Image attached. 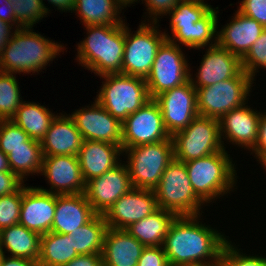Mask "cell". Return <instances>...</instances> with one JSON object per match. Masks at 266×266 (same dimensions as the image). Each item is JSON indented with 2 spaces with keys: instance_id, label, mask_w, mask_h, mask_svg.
<instances>
[{
  "instance_id": "cell-42",
  "label": "cell",
  "mask_w": 266,
  "mask_h": 266,
  "mask_svg": "<svg viewBox=\"0 0 266 266\" xmlns=\"http://www.w3.org/2000/svg\"><path fill=\"white\" fill-rule=\"evenodd\" d=\"M145 1L151 23H158L159 16L169 14L181 0H143Z\"/></svg>"
},
{
  "instance_id": "cell-54",
  "label": "cell",
  "mask_w": 266,
  "mask_h": 266,
  "mask_svg": "<svg viewBox=\"0 0 266 266\" xmlns=\"http://www.w3.org/2000/svg\"><path fill=\"white\" fill-rule=\"evenodd\" d=\"M0 266H3L2 265V254H0Z\"/></svg>"
},
{
  "instance_id": "cell-15",
  "label": "cell",
  "mask_w": 266,
  "mask_h": 266,
  "mask_svg": "<svg viewBox=\"0 0 266 266\" xmlns=\"http://www.w3.org/2000/svg\"><path fill=\"white\" fill-rule=\"evenodd\" d=\"M93 103L69 114L83 140L113 143L122 147V123L96 100Z\"/></svg>"
},
{
  "instance_id": "cell-22",
  "label": "cell",
  "mask_w": 266,
  "mask_h": 266,
  "mask_svg": "<svg viewBox=\"0 0 266 266\" xmlns=\"http://www.w3.org/2000/svg\"><path fill=\"white\" fill-rule=\"evenodd\" d=\"M231 22L217 33V44L242 59L266 29L238 10Z\"/></svg>"
},
{
  "instance_id": "cell-24",
  "label": "cell",
  "mask_w": 266,
  "mask_h": 266,
  "mask_svg": "<svg viewBox=\"0 0 266 266\" xmlns=\"http://www.w3.org/2000/svg\"><path fill=\"white\" fill-rule=\"evenodd\" d=\"M43 156L78 155L83 138L67 114H58L50 124L44 138L40 141Z\"/></svg>"
},
{
  "instance_id": "cell-28",
  "label": "cell",
  "mask_w": 266,
  "mask_h": 266,
  "mask_svg": "<svg viewBox=\"0 0 266 266\" xmlns=\"http://www.w3.org/2000/svg\"><path fill=\"white\" fill-rule=\"evenodd\" d=\"M176 217V214L159 208L153 214L132 223L126 230L145 247L162 246Z\"/></svg>"
},
{
  "instance_id": "cell-37",
  "label": "cell",
  "mask_w": 266,
  "mask_h": 266,
  "mask_svg": "<svg viewBox=\"0 0 266 266\" xmlns=\"http://www.w3.org/2000/svg\"><path fill=\"white\" fill-rule=\"evenodd\" d=\"M23 186L14 193L0 196V230L19 224Z\"/></svg>"
},
{
  "instance_id": "cell-36",
  "label": "cell",
  "mask_w": 266,
  "mask_h": 266,
  "mask_svg": "<svg viewBox=\"0 0 266 266\" xmlns=\"http://www.w3.org/2000/svg\"><path fill=\"white\" fill-rule=\"evenodd\" d=\"M12 3L14 17L22 27H33L50 10L46 8L43 0H9Z\"/></svg>"
},
{
  "instance_id": "cell-53",
  "label": "cell",
  "mask_w": 266,
  "mask_h": 266,
  "mask_svg": "<svg viewBox=\"0 0 266 266\" xmlns=\"http://www.w3.org/2000/svg\"><path fill=\"white\" fill-rule=\"evenodd\" d=\"M261 162V165H263L264 169L266 170V155L259 161Z\"/></svg>"
},
{
  "instance_id": "cell-30",
  "label": "cell",
  "mask_w": 266,
  "mask_h": 266,
  "mask_svg": "<svg viewBox=\"0 0 266 266\" xmlns=\"http://www.w3.org/2000/svg\"><path fill=\"white\" fill-rule=\"evenodd\" d=\"M56 117L44 105L34 102H22L10 119L22 128L31 139L41 141Z\"/></svg>"
},
{
  "instance_id": "cell-41",
  "label": "cell",
  "mask_w": 266,
  "mask_h": 266,
  "mask_svg": "<svg viewBox=\"0 0 266 266\" xmlns=\"http://www.w3.org/2000/svg\"><path fill=\"white\" fill-rule=\"evenodd\" d=\"M137 266H169L163 247H145L138 260Z\"/></svg>"
},
{
  "instance_id": "cell-14",
  "label": "cell",
  "mask_w": 266,
  "mask_h": 266,
  "mask_svg": "<svg viewBox=\"0 0 266 266\" xmlns=\"http://www.w3.org/2000/svg\"><path fill=\"white\" fill-rule=\"evenodd\" d=\"M154 100L160 106L163 123L170 136L186 128L199 115L196 88L191 79L160 93Z\"/></svg>"
},
{
  "instance_id": "cell-11",
  "label": "cell",
  "mask_w": 266,
  "mask_h": 266,
  "mask_svg": "<svg viewBox=\"0 0 266 266\" xmlns=\"http://www.w3.org/2000/svg\"><path fill=\"white\" fill-rule=\"evenodd\" d=\"M165 39L166 33H160L156 23L141 22L135 34L125 24L122 74L146 79L156 52Z\"/></svg>"
},
{
  "instance_id": "cell-13",
  "label": "cell",
  "mask_w": 266,
  "mask_h": 266,
  "mask_svg": "<svg viewBox=\"0 0 266 266\" xmlns=\"http://www.w3.org/2000/svg\"><path fill=\"white\" fill-rule=\"evenodd\" d=\"M164 140L172 139L164 126L160 106L154 99L122 122V150Z\"/></svg>"
},
{
  "instance_id": "cell-10",
  "label": "cell",
  "mask_w": 266,
  "mask_h": 266,
  "mask_svg": "<svg viewBox=\"0 0 266 266\" xmlns=\"http://www.w3.org/2000/svg\"><path fill=\"white\" fill-rule=\"evenodd\" d=\"M252 84L253 79L242 71L237 77L196 88L198 114L219 120L227 112L246 103Z\"/></svg>"
},
{
  "instance_id": "cell-20",
  "label": "cell",
  "mask_w": 266,
  "mask_h": 266,
  "mask_svg": "<svg viewBox=\"0 0 266 266\" xmlns=\"http://www.w3.org/2000/svg\"><path fill=\"white\" fill-rule=\"evenodd\" d=\"M241 59L218 44L208 47L196 75L190 79L195 88H202L237 77L242 72Z\"/></svg>"
},
{
  "instance_id": "cell-7",
  "label": "cell",
  "mask_w": 266,
  "mask_h": 266,
  "mask_svg": "<svg viewBox=\"0 0 266 266\" xmlns=\"http://www.w3.org/2000/svg\"><path fill=\"white\" fill-rule=\"evenodd\" d=\"M154 192L159 208L177 216L200 215L204 202L195 194L184 162L173 159Z\"/></svg>"
},
{
  "instance_id": "cell-16",
  "label": "cell",
  "mask_w": 266,
  "mask_h": 266,
  "mask_svg": "<svg viewBox=\"0 0 266 266\" xmlns=\"http://www.w3.org/2000/svg\"><path fill=\"white\" fill-rule=\"evenodd\" d=\"M159 209L154 190L131 188L103 215L108 228L126 229Z\"/></svg>"
},
{
  "instance_id": "cell-18",
  "label": "cell",
  "mask_w": 266,
  "mask_h": 266,
  "mask_svg": "<svg viewBox=\"0 0 266 266\" xmlns=\"http://www.w3.org/2000/svg\"><path fill=\"white\" fill-rule=\"evenodd\" d=\"M41 173L51 185L49 190L38 187L43 191L55 195H75L85 192L86 183L76 155L43 156Z\"/></svg>"
},
{
  "instance_id": "cell-21",
  "label": "cell",
  "mask_w": 266,
  "mask_h": 266,
  "mask_svg": "<svg viewBox=\"0 0 266 266\" xmlns=\"http://www.w3.org/2000/svg\"><path fill=\"white\" fill-rule=\"evenodd\" d=\"M245 104L232 109L219 119L220 136L223 140L226 137L232 144L250 150L258 138L261 114Z\"/></svg>"
},
{
  "instance_id": "cell-34",
  "label": "cell",
  "mask_w": 266,
  "mask_h": 266,
  "mask_svg": "<svg viewBox=\"0 0 266 266\" xmlns=\"http://www.w3.org/2000/svg\"><path fill=\"white\" fill-rule=\"evenodd\" d=\"M17 79L0 71V120H10L22 103Z\"/></svg>"
},
{
  "instance_id": "cell-17",
  "label": "cell",
  "mask_w": 266,
  "mask_h": 266,
  "mask_svg": "<svg viewBox=\"0 0 266 266\" xmlns=\"http://www.w3.org/2000/svg\"><path fill=\"white\" fill-rule=\"evenodd\" d=\"M122 164L86 183L84 194L96 214L104 215L122 195L133 188L128 168L125 163Z\"/></svg>"
},
{
  "instance_id": "cell-3",
  "label": "cell",
  "mask_w": 266,
  "mask_h": 266,
  "mask_svg": "<svg viewBox=\"0 0 266 266\" xmlns=\"http://www.w3.org/2000/svg\"><path fill=\"white\" fill-rule=\"evenodd\" d=\"M218 13L204 0H181L169 13L173 35L166 39L196 50L217 45Z\"/></svg>"
},
{
  "instance_id": "cell-8",
  "label": "cell",
  "mask_w": 266,
  "mask_h": 266,
  "mask_svg": "<svg viewBox=\"0 0 266 266\" xmlns=\"http://www.w3.org/2000/svg\"><path fill=\"white\" fill-rule=\"evenodd\" d=\"M132 187L154 190L168 164L174 159L172 140L125 148Z\"/></svg>"
},
{
  "instance_id": "cell-44",
  "label": "cell",
  "mask_w": 266,
  "mask_h": 266,
  "mask_svg": "<svg viewBox=\"0 0 266 266\" xmlns=\"http://www.w3.org/2000/svg\"><path fill=\"white\" fill-rule=\"evenodd\" d=\"M260 161L266 155V113L262 114L259 121L258 138L254 147L250 150Z\"/></svg>"
},
{
  "instance_id": "cell-25",
  "label": "cell",
  "mask_w": 266,
  "mask_h": 266,
  "mask_svg": "<svg viewBox=\"0 0 266 266\" xmlns=\"http://www.w3.org/2000/svg\"><path fill=\"white\" fill-rule=\"evenodd\" d=\"M144 248L126 229L107 228L101 253L103 266H137Z\"/></svg>"
},
{
  "instance_id": "cell-49",
  "label": "cell",
  "mask_w": 266,
  "mask_h": 266,
  "mask_svg": "<svg viewBox=\"0 0 266 266\" xmlns=\"http://www.w3.org/2000/svg\"><path fill=\"white\" fill-rule=\"evenodd\" d=\"M48 2H51L53 6L55 5L58 10H64V12L73 11L75 4V0H48Z\"/></svg>"
},
{
  "instance_id": "cell-38",
  "label": "cell",
  "mask_w": 266,
  "mask_h": 266,
  "mask_svg": "<svg viewBox=\"0 0 266 266\" xmlns=\"http://www.w3.org/2000/svg\"><path fill=\"white\" fill-rule=\"evenodd\" d=\"M242 70L253 80L258 68L266 69V29L254 42L247 54L241 59Z\"/></svg>"
},
{
  "instance_id": "cell-4",
  "label": "cell",
  "mask_w": 266,
  "mask_h": 266,
  "mask_svg": "<svg viewBox=\"0 0 266 266\" xmlns=\"http://www.w3.org/2000/svg\"><path fill=\"white\" fill-rule=\"evenodd\" d=\"M63 45L48 40L31 27L17 29L0 55V71L5 73H35L44 69Z\"/></svg>"
},
{
  "instance_id": "cell-6",
  "label": "cell",
  "mask_w": 266,
  "mask_h": 266,
  "mask_svg": "<svg viewBox=\"0 0 266 266\" xmlns=\"http://www.w3.org/2000/svg\"><path fill=\"white\" fill-rule=\"evenodd\" d=\"M105 81L95 99L121 123L151 100L144 78L121 73L105 74Z\"/></svg>"
},
{
  "instance_id": "cell-33",
  "label": "cell",
  "mask_w": 266,
  "mask_h": 266,
  "mask_svg": "<svg viewBox=\"0 0 266 266\" xmlns=\"http://www.w3.org/2000/svg\"><path fill=\"white\" fill-rule=\"evenodd\" d=\"M10 169L22 181L29 174L41 173L43 153L41 147H18L7 155Z\"/></svg>"
},
{
  "instance_id": "cell-5",
  "label": "cell",
  "mask_w": 266,
  "mask_h": 266,
  "mask_svg": "<svg viewBox=\"0 0 266 266\" xmlns=\"http://www.w3.org/2000/svg\"><path fill=\"white\" fill-rule=\"evenodd\" d=\"M185 165L195 194L205 204L230 193L236 184L237 173L225 149L187 161Z\"/></svg>"
},
{
  "instance_id": "cell-52",
  "label": "cell",
  "mask_w": 266,
  "mask_h": 266,
  "mask_svg": "<svg viewBox=\"0 0 266 266\" xmlns=\"http://www.w3.org/2000/svg\"><path fill=\"white\" fill-rule=\"evenodd\" d=\"M138 0H118V2L123 6V7H127L130 4H134V2H136ZM140 1V0H139Z\"/></svg>"
},
{
  "instance_id": "cell-29",
  "label": "cell",
  "mask_w": 266,
  "mask_h": 266,
  "mask_svg": "<svg viewBox=\"0 0 266 266\" xmlns=\"http://www.w3.org/2000/svg\"><path fill=\"white\" fill-rule=\"evenodd\" d=\"M122 9L118 0H75L73 12L77 11L84 26L120 25L124 23L119 16Z\"/></svg>"
},
{
  "instance_id": "cell-47",
  "label": "cell",
  "mask_w": 266,
  "mask_h": 266,
  "mask_svg": "<svg viewBox=\"0 0 266 266\" xmlns=\"http://www.w3.org/2000/svg\"><path fill=\"white\" fill-rule=\"evenodd\" d=\"M12 26V24L0 19V55L2 54L5 46L9 43L14 32L17 30L14 29L13 33H11L10 30L13 29Z\"/></svg>"
},
{
  "instance_id": "cell-31",
  "label": "cell",
  "mask_w": 266,
  "mask_h": 266,
  "mask_svg": "<svg viewBox=\"0 0 266 266\" xmlns=\"http://www.w3.org/2000/svg\"><path fill=\"white\" fill-rule=\"evenodd\" d=\"M78 255L70 234L50 231L41 235L38 266H64Z\"/></svg>"
},
{
  "instance_id": "cell-48",
  "label": "cell",
  "mask_w": 266,
  "mask_h": 266,
  "mask_svg": "<svg viewBox=\"0 0 266 266\" xmlns=\"http://www.w3.org/2000/svg\"><path fill=\"white\" fill-rule=\"evenodd\" d=\"M2 265L3 266H38L37 261L25 259V258H18V257H7L6 255L2 254Z\"/></svg>"
},
{
  "instance_id": "cell-26",
  "label": "cell",
  "mask_w": 266,
  "mask_h": 266,
  "mask_svg": "<svg viewBox=\"0 0 266 266\" xmlns=\"http://www.w3.org/2000/svg\"><path fill=\"white\" fill-rule=\"evenodd\" d=\"M96 213L84 193L56 195V208L51 231L69 234L89 222Z\"/></svg>"
},
{
  "instance_id": "cell-27",
  "label": "cell",
  "mask_w": 266,
  "mask_h": 266,
  "mask_svg": "<svg viewBox=\"0 0 266 266\" xmlns=\"http://www.w3.org/2000/svg\"><path fill=\"white\" fill-rule=\"evenodd\" d=\"M41 235L27 229L25 226L16 224L0 230V250L5 255L10 252L11 257L25 258L37 261L40 255Z\"/></svg>"
},
{
  "instance_id": "cell-2",
  "label": "cell",
  "mask_w": 266,
  "mask_h": 266,
  "mask_svg": "<svg viewBox=\"0 0 266 266\" xmlns=\"http://www.w3.org/2000/svg\"><path fill=\"white\" fill-rule=\"evenodd\" d=\"M87 37L78 43L77 60L97 76L122 74L125 22L120 25L85 26Z\"/></svg>"
},
{
  "instance_id": "cell-32",
  "label": "cell",
  "mask_w": 266,
  "mask_h": 266,
  "mask_svg": "<svg viewBox=\"0 0 266 266\" xmlns=\"http://www.w3.org/2000/svg\"><path fill=\"white\" fill-rule=\"evenodd\" d=\"M107 223L103 215L96 214L89 222L69 233L78 254L102 253Z\"/></svg>"
},
{
  "instance_id": "cell-45",
  "label": "cell",
  "mask_w": 266,
  "mask_h": 266,
  "mask_svg": "<svg viewBox=\"0 0 266 266\" xmlns=\"http://www.w3.org/2000/svg\"><path fill=\"white\" fill-rule=\"evenodd\" d=\"M64 266H103L101 253L80 254Z\"/></svg>"
},
{
  "instance_id": "cell-19",
  "label": "cell",
  "mask_w": 266,
  "mask_h": 266,
  "mask_svg": "<svg viewBox=\"0 0 266 266\" xmlns=\"http://www.w3.org/2000/svg\"><path fill=\"white\" fill-rule=\"evenodd\" d=\"M55 208V194L24 185L19 224L40 235L46 234L51 231Z\"/></svg>"
},
{
  "instance_id": "cell-50",
  "label": "cell",
  "mask_w": 266,
  "mask_h": 266,
  "mask_svg": "<svg viewBox=\"0 0 266 266\" xmlns=\"http://www.w3.org/2000/svg\"><path fill=\"white\" fill-rule=\"evenodd\" d=\"M0 171L12 172L9 166L8 157L0 150Z\"/></svg>"
},
{
  "instance_id": "cell-43",
  "label": "cell",
  "mask_w": 266,
  "mask_h": 266,
  "mask_svg": "<svg viewBox=\"0 0 266 266\" xmlns=\"http://www.w3.org/2000/svg\"><path fill=\"white\" fill-rule=\"evenodd\" d=\"M15 173L0 171V196L17 192L24 184Z\"/></svg>"
},
{
  "instance_id": "cell-35",
  "label": "cell",
  "mask_w": 266,
  "mask_h": 266,
  "mask_svg": "<svg viewBox=\"0 0 266 266\" xmlns=\"http://www.w3.org/2000/svg\"><path fill=\"white\" fill-rule=\"evenodd\" d=\"M18 147H41V142L31 139L12 120H0V150L8 155Z\"/></svg>"
},
{
  "instance_id": "cell-12",
  "label": "cell",
  "mask_w": 266,
  "mask_h": 266,
  "mask_svg": "<svg viewBox=\"0 0 266 266\" xmlns=\"http://www.w3.org/2000/svg\"><path fill=\"white\" fill-rule=\"evenodd\" d=\"M180 46L165 39L159 46L145 81L151 99L160 93L183 85L190 79V68Z\"/></svg>"
},
{
  "instance_id": "cell-1",
  "label": "cell",
  "mask_w": 266,
  "mask_h": 266,
  "mask_svg": "<svg viewBox=\"0 0 266 266\" xmlns=\"http://www.w3.org/2000/svg\"><path fill=\"white\" fill-rule=\"evenodd\" d=\"M199 217L177 216L171 224L162 245L169 266H191L220 259L228 239L216 229L199 224Z\"/></svg>"
},
{
  "instance_id": "cell-51",
  "label": "cell",
  "mask_w": 266,
  "mask_h": 266,
  "mask_svg": "<svg viewBox=\"0 0 266 266\" xmlns=\"http://www.w3.org/2000/svg\"><path fill=\"white\" fill-rule=\"evenodd\" d=\"M191 266H223V264H222L221 259H219L212 263L196 264V265H191Z\"/></svg>"
},
{
  "instance_id": "cell-39",
  "label": "cell",
  "mask_w": 266,
  "mask_h": 266,
  "mask_svg": "<svg viewBox=\"0 0 266 266\" xmlns=\"http://www.w3.org/2000/svg\"><path fill=\"white\" fill-rule=\"evenodd\" d=\"M239 251L240 249L228 241L221 251L220 259L223 266H266V257L247 256Z\"/></svg>"
},
{
  "instance_id": "cell-40",
  "label": "cell",
  "mask_w": 266,
  "mask_h": 266,
  "mask_svg": "<svg viewBox=\"0 0 266 266\" xmlns=\"http://www.w3.org/2000/svg\"><path fill=\"white\" fill-rule=\"evenodd\" d=\"M238 11L266 28V0H242Z\"/></svg>"
},
{
  "instance_id": "cell-23",
  "label": "cell",
  "mask_w": 266,
  "mask_h": 266,
  "mask_svg": "<svg viewBox=\"0 0 266 266\" xmlns=\"http://www.w3.org/2000/svg\"><path fill=\"white\" fill-rule=\"evenodd\" d=\"M122 153V147L113 143L83 140L77 157L85 183L118 165Z\"/></svg>"
},
{
  "instance_id": "cell-9",
  "label": "cell",
  "mask_w": 266,
  "mask_h": 266,
  "mask_svg": "<svg viewBox=\"0 0 266 266\" xmlns=\"http://www.w3.org/2000/svg\"><path fill=\"white\" fill-rule=\"evenodd\" d=\"M174 159L187 162L225 149L219 120L198 115L181 131L171 136Z\"/></svg>"
},
{
  "instance_id": "cell-46",
  "label": "cell",
  "mask_w": 266,
  "mask_h": 266,
  "mask_svg": "<svg viewBox=\"0 0 266 266\" xmlns=\"http://www.w3.org/2000/svg\"><path fill=\"white\" fill-rule=\"evenodd\" d=\"M1 1V0H0ZM2 1L4 3H2ZM0 3V19L6 21L12 25H15L16 29L22 26L16 21L14 17V10L12 9V3L9 0H2Z\"/></svg>"
}]
</instances>
